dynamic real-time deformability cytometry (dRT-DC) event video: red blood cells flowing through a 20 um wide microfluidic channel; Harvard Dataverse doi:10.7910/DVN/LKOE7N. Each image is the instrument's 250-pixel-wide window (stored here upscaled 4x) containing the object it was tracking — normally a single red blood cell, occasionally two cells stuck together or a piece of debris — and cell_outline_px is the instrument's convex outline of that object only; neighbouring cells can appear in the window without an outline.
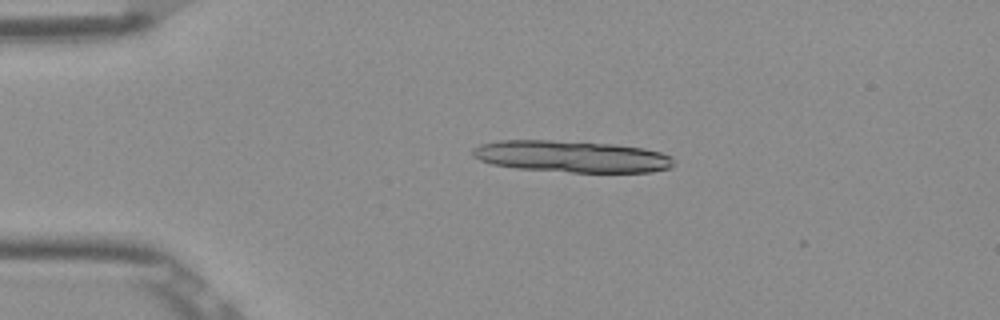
{"species": "Egyptian fruit bat (a non-hibernating species)", "species_latin": "Rousettus aegyptiacus", "temperature_condition": "room temperature", "stored_images_in_passage": 14, "camera_frame_rate_fps": 3000, "um_per_image_px": 0.085, "frame": {"image": 1, "passage_image": 11, "time_ms": 3.333, "image_size_px": [1000, 320], "cell_outline_px": [[672, 168], [652, 172], [568, 172], [516, 168], [492, 164], [480, 160], [472, 156], [472, 148], [480, 144], [500, 140], [548, 140], [616, 144], [644, 148], [660, 152], [672, 156]], "centroid_in_image_um": [48.58, 13.3], "position_along_channel_um": 36.4, "area_um2": 37.28}}